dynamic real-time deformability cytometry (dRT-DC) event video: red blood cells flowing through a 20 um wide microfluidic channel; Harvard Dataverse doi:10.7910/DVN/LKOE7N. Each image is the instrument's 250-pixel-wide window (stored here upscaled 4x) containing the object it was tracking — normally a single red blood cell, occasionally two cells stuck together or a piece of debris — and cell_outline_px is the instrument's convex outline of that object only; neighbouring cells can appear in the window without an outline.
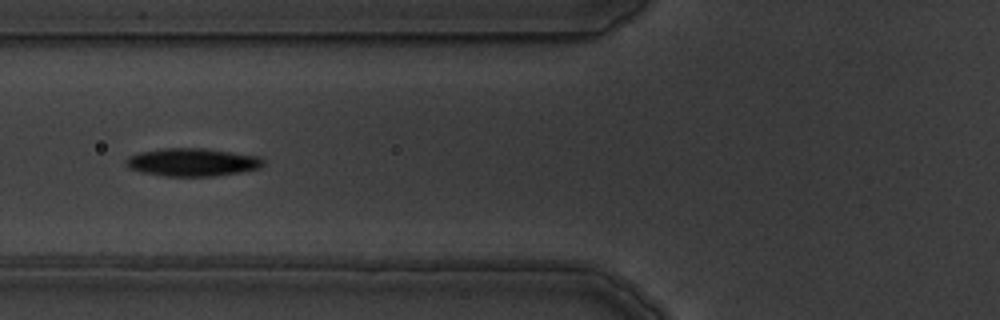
{"species": "common noctule bat (a hibernating species)", "species_latin": "Nyctalus noctula", "temperature_condition": "warm", "stored_images_in_passage": 8, "camera_frame_rate_fps": 3000, "um_per_image_px": 0.085, "animal": {"sex": "male", "body_mass_g": 19.5, "forearm_length_mm": 54.6}, "frame": {"image": 1, "passage_image": 5, "time_ms": 5.333, "image_size_px": [1000, 320], "cell_outline_px": [[264, 164], [260, 168], [240, 172], [212, 176], [164, 176], [140, 172], [128, 168], [124, 164], [124, 160], [128, 156], [140, 152], [164, 148], [204, 148], [260, 156], [264, 160]], "centroid_in_image_um": [16.32, 13.78], "position_along_channel_um": 109.5, "area_um2": 22.54}}
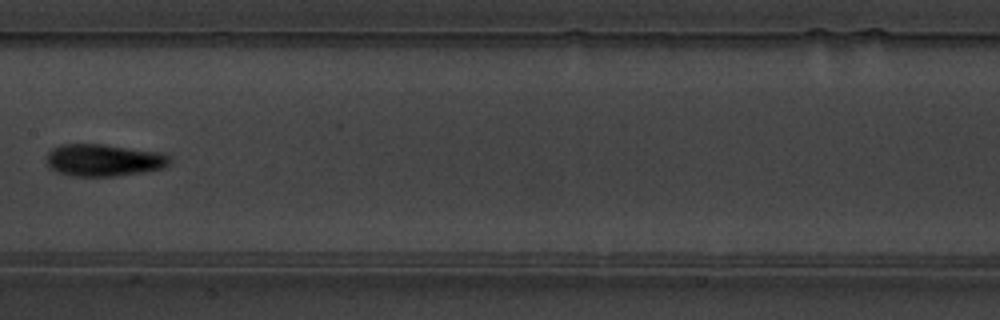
{"frame": {"image": 2, "passage_image": 7, "time_ms": 7.667, "image_size_px": [1000, 320], "cell_outline_px": [[172, 164], [164, 168], [144, 172], [112, 176], [72, 176], [56, 172], [48, 164], [48, 152], [52, 148], [60, 144], [104, 144], [160, 152], [168, 156], [172, 160]], "centroid_in_image_um": [8.86, 13.61], "position_along_channel_um": 198.5, "area_um2": 23.18}}
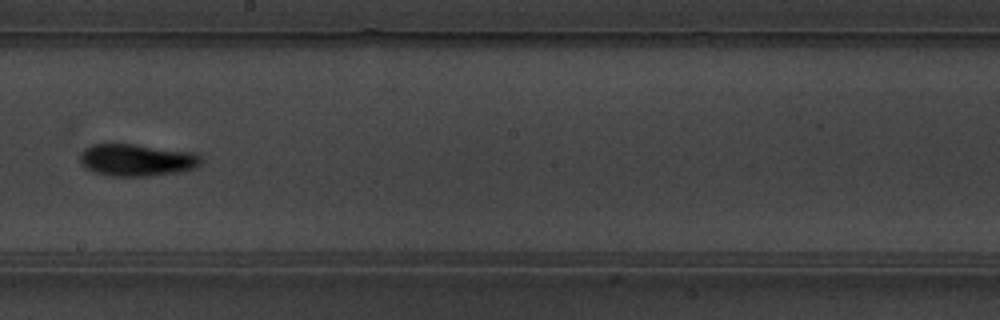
{"frame": {"image": 3, "passage_image": 8, "time_ms": 8.667, "image_size_px": [1000, 320], "cell_outline_px": [[200, 164], [196, 168], [184, 172], [152, 176], [112, 176], [96, 172], [80, 164], [80, 152], [84, 148], [92, 144], [136, 144], [192, 152], [200, 156]], "centroid_in_image_um": [11.64, 13.6], "position_along_channel_um": 236.6, "area_um2": 22.83}}